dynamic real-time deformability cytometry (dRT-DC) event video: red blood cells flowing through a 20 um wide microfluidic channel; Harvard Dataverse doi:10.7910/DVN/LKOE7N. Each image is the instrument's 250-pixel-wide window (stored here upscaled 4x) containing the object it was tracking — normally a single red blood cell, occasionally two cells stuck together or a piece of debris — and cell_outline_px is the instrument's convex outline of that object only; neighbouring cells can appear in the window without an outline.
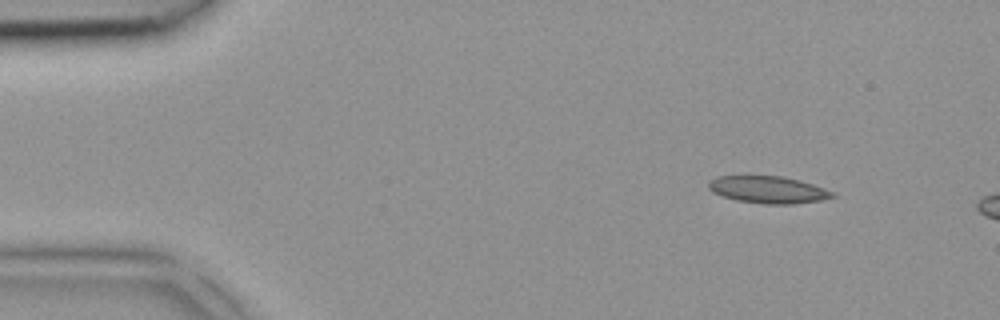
{"species": "common noctule bat (a hibernating species)", "species_latin": "Nyctalus noctula", "temperature_condition": "room temperature", "stored_images_in_passage": 2, "camera_frame_rate_fps": 3000, "um_per_image_px": 0.085, "animal": {"sex": "female", "body_mass_g": 18.4}, "frame": {"image": 1, "passage_image": 1, "time_ms": 0.0, "image_size_px": [1000, 320], "cell_outline_px": [[836, 196], [820, 200], [792, 204], [764, 204], [736, 200], [712, 192], [708, 188], [708, 180], [716, 176], [780, 176], [800, 180], [836, 192]], "centroid_in_image_um": [65.28, 16.12], "position_along_channel_um": 19.7, "area_um2": 19.59}}